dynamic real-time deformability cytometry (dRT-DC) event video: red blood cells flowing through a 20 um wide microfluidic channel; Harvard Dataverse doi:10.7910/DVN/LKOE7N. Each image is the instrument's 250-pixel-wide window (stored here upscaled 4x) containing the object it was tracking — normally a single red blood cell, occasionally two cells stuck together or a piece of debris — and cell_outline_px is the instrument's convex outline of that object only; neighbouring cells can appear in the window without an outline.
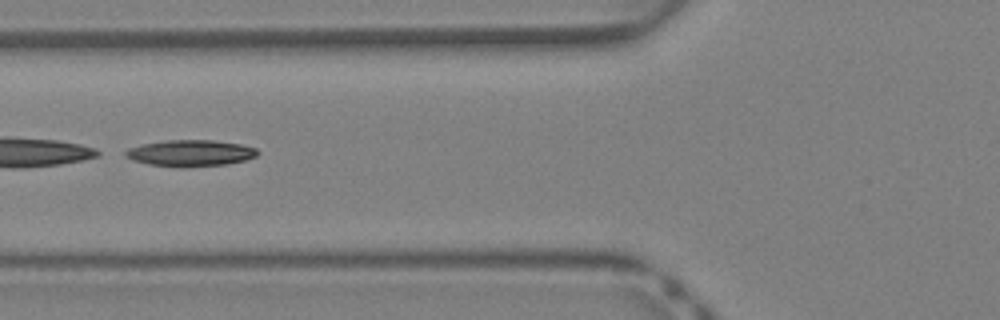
{"species": "Egyptian fruit bat (a non-hibernating species)", "species_latin": "Rousettus aegyptiacus", "temperature_condition": "warm", "stored_images_in_passage": 29, "camera_frame_rate_fps": 3000, "um_per_image_px": 0.085, "animal": {"sex": "female"}, "frame": {"image": 1, "passage_image": 5, "time_ms": 1.333, "image_size_px": [1000, 320], "cell_outline_px": [[260, 152], [256, 156], [244, 160], [228, 164], [184, 168], [148, 164], [132, 160], [124, 156], [124, 152], [128, 148], [140, 144], [168, 140], [212, 140], [240, 144], [256, 148]], "centroid_in_image_um": [16.16, 13.02], "position_along_channel_um": 109.6, "area_um2": 20.52}}